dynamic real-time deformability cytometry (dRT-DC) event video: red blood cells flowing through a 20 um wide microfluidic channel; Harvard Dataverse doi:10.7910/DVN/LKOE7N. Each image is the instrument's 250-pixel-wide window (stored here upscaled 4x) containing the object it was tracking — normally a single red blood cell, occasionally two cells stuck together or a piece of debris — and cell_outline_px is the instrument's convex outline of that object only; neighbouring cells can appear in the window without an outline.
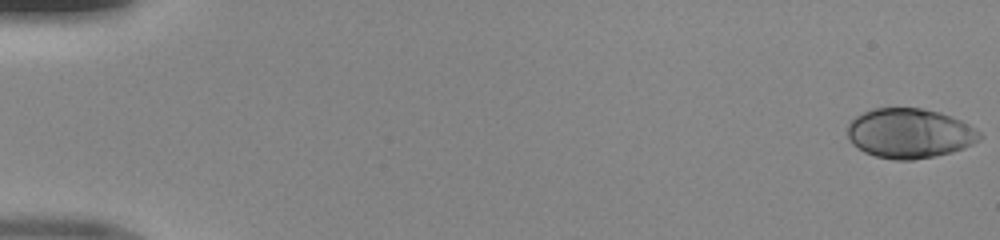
{"species": "human", "species_latin": "Homo sapiens", "temperature_condition": "room temperature", "stored_images_in_passage": 50, "camera_frame_rate_fps": 3000, "um_per_image_px": 0.085, "donor": {"sex": "male"}, "frame": {"image": 1, "passage_image": 1, "time_ms": 0.0, "image_size_px": [1000, 240], "cell_outline_px": [[984, 136], [980, 140], [964, 148], [952, 152], [912, 160], [896, 160], [876, 156], [864, 152], [852, 144], [848, 136], [848, 124], [856, 116], [872, 108], [920, 108], [940, 112], [960, 120], [968, 124], [980, 132]], "centroid_in_image_um": [77.32, 11.33], "position_along_channel_um": 7.7, "area_um2": 38.26}}
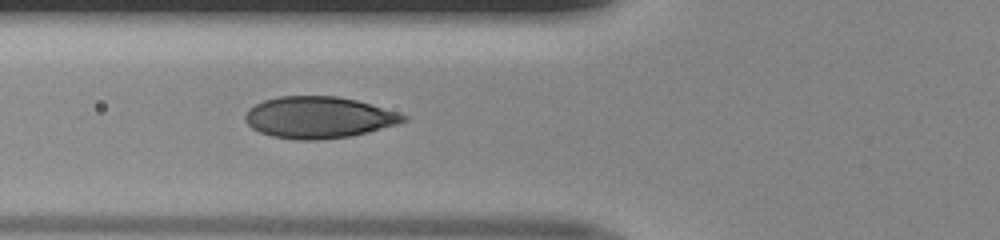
{"frame": {"image": 2, "passage_image": 20, "time_ms": 6.333, "image_size_px": [1000, 240], "cell_outline_px": [[408, 120], [396, 124], [368, 132], [352, 136], [320, 140], [296, 140], [272, 136], [260, 132], [252, 128], [244, 120], [244, 112], [248, 108], [264, 100], [280, 96], [336, 96], [356, 100], [396, 112], [408, 116]], "centroid_in_image_um": [27.05, 9.99], "position_along_channel_um": 98.8, "area_um2": 38.32}}
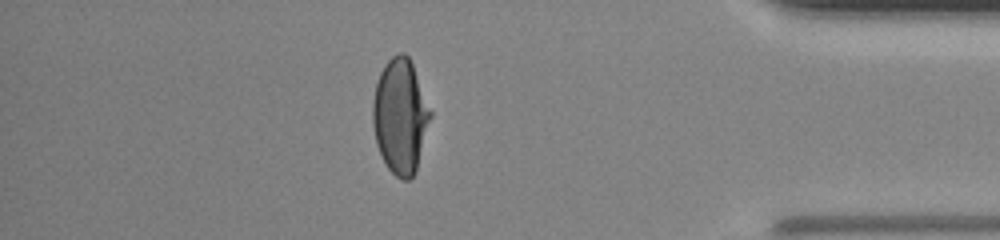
{"frame": {"image": 3, "passage_image": 44, "time_ms": 14.333, "image_size_px": [1000, 240], "cell_outline_px": [[432, 116], [416, 172], [408, 180], [400, 180], [388, 168], [376, 144], [372, 124], [372, 104], [376, 84], [380, 72], [384, 64], [392, 56], [400, 52], [404, 52], [408, 56], [412, 64], [432, 112]], "centroid_in_image_um": [34.03, 9.89], "position_along_channel_um": 401.2, "area_um2": 38.67}}